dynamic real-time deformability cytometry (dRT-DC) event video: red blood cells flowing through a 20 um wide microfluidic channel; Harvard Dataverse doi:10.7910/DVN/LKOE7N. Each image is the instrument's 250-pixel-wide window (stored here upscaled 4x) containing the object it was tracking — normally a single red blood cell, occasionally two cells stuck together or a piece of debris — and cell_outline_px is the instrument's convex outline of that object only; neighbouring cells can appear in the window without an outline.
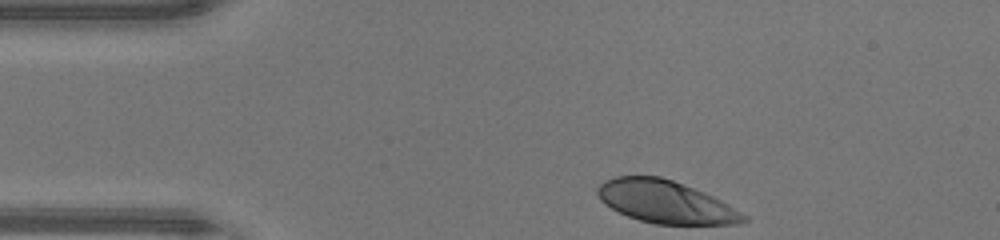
{"species": "human", "species_latin": "Homo sapiens", "temperature_condition": "warm", "stored_images_in_passage": 31, "camera_frame_rate_fps": 3000, "um_per_image_px": 0.085, "donor": {"sex": "male"}, "frame": {"image": 1, "passage_image": 1, "time_ms": 0.0, "image_size_px": [1000, 240], "cell_outline_px": [[748, 220], [740, 224], [656, 224], [640, 220], [628, 216], [604, 204], [600, 200], [596, 192], [596, 188], [604, 180], [616, 176], [660, 176], [672, 180], [704, 192], [728, 204], [748, 216]], "centroid_in_image_um": [56.57, 17.16], "position_along_channel_um": 28.4, "area_um2": 36.13}}
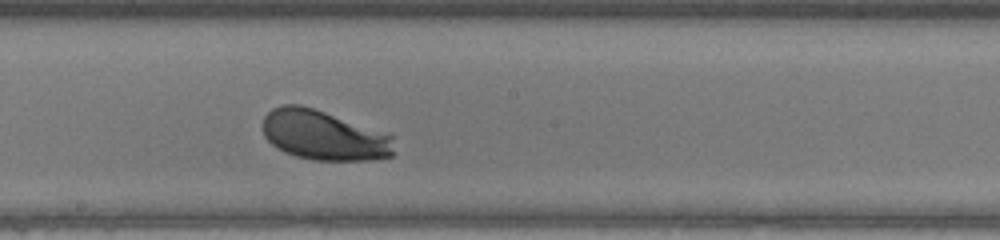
{"frame": {"image": 2, "passage_image": 18, "time_ms": 5.667, "image_size_px": [1000, 240], "cell_outline_px": [[392, 156], [368, 160], [312, 160], [296, 156], [284, 152], [272, 144], [264, 136], [264, 116], [272, 108], [284, 104], [300, 104], [324, 112], [392, 136]], "centroid_in_image_um": [27.45, 11.51], "position_along_channel_um": 220.7, "area_um2": 37.34}}
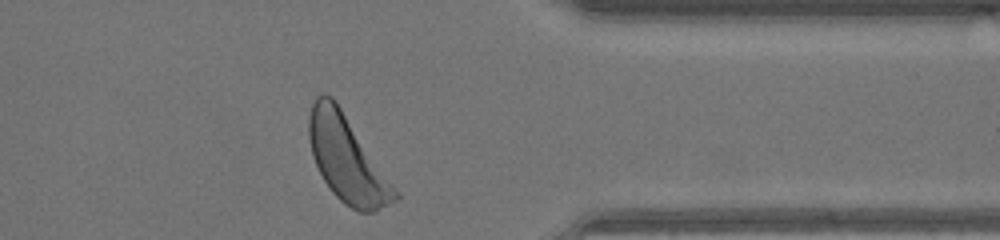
{"frame": {"image": 3, "passage_image": 30, "time_ms": 9.667, "image_size_px": [1000, 240], "cell_outline_px": [[400, 196], [396, 200], [376, 212], [360, 212], [344, 204], [332, 192], [324, 180], [312, 156], [308, 136], [308, 120], [312, 104], [316, 96], [324, 92], [332, 96], [336, 100], [400, 192]], "centroid_in_image_um": [29.51, 13.51], "position_along_channel_um": 381.9, "area_um2": 43.41}, "authors_computed_cell_mechanics": {"area_um2": 37.859, "velocity_mm_per_s": 4.3884, "shape_relaxation_time_tau1_ms": 1.5967, "shape_relaxation_time_tau2_ms": null, "deformation_change_tau1": 0.1476, "deformation_change_tau2": null}}